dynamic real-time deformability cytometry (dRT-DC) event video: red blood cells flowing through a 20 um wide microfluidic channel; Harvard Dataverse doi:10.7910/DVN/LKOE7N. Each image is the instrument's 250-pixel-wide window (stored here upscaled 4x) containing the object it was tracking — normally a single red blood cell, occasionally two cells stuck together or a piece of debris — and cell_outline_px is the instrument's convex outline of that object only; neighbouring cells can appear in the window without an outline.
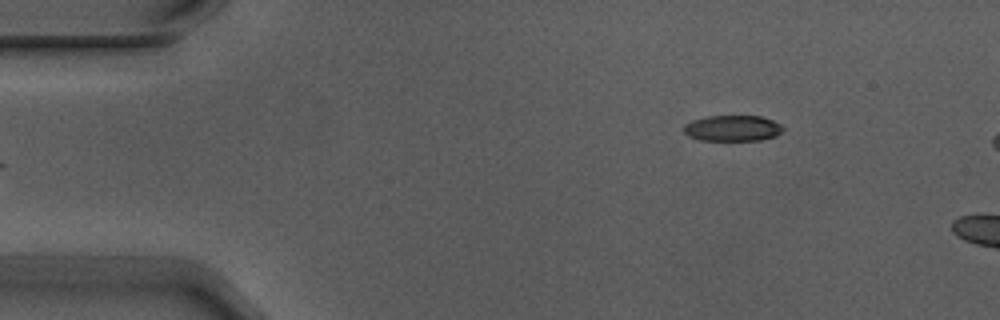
{"species": "Egyptian fruit bat (a non-hibernating species)", "species_latin": "Rousettus aegyptiacus", "temperature_condition": "warm", "stored_images_in_passage": 4, "camera_frame_rate_fps": 3000, "um_per_image_px": 0.085, "animal": {"sex": "male"}, "frame": {"image": 1, "passage_image": 4, "time_ms": 1.0, "image_size_px": [1000, 320], "cell_outline_px": [[784, 128], [776, 136], [760, 140], [700, 140], [688, 136], [684, 132], [684, 124], [692, 120], [708, 116], [760, 116], [772, 120], [780, 124]], "centroid_in_image_um": [62.25, 10.9], "position_along_channel_um": 22.7, "area_um2": 14.91}}